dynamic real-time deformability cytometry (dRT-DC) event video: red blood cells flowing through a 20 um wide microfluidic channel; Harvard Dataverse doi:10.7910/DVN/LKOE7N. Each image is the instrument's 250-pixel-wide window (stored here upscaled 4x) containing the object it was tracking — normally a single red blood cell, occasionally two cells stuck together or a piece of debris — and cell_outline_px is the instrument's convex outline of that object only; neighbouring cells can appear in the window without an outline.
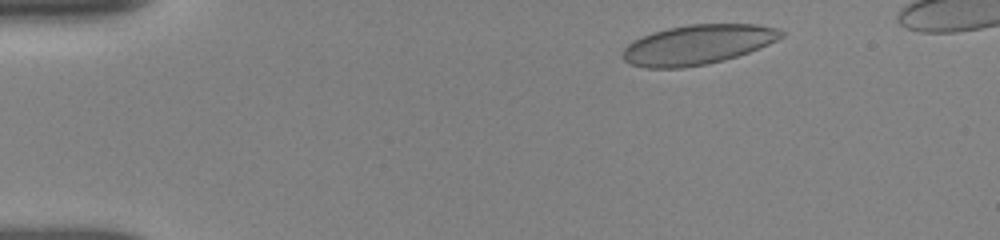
{"species": "human", "species_latin": "Homo sapiens", "temperature_condition": "room temperature", "stored_images_in_passage": 41, "camera_frame_rate_fps": 3000, "um_per_image_px": 0.085, "donor": {"sex": "female"}, "frame": {"image": 1, "passage_image": 3, "time_ms": 1.0, "image_size_px": [1000, 240], "cell_outline_px": [[784, 36], [768, 44], [748, 52], [724, 60], [708, 64], [684, 68], [644, 68], [628, 64], [624, 60], [624, 48], [628, 44], [652, 32], [668, 28], [688, 24], [756, 24], [776, 28], [784, 32]], "centroid_in_image_um": [59.29, 3.8], "position_along_channel_um": 25.7, "area_um2": 36.53}}
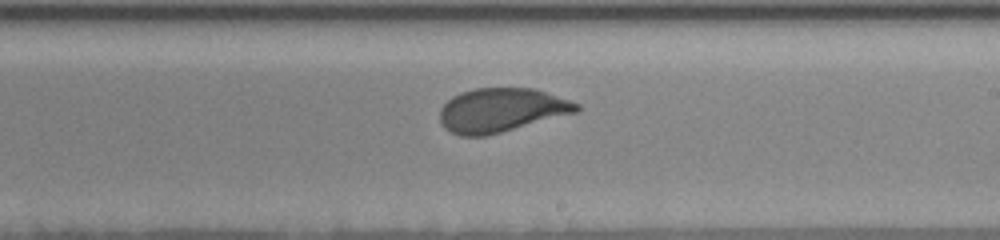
{"frame": {"image": 2, "passage_image": 23, "time_ms": 8.667, "image_size_px": [1000, 240], "cell_outline_px": [[580, 112], [488, 136], [460, 136], [444, 128], [440, 124], [440, 108], [452, 96], [460, 92], [476, 88], [532, 88], [580, 104]], "centroid_in_image_um": [42.61, 9.38], "position_along_channel_um": 246.4, "area_um2": 35.26}}
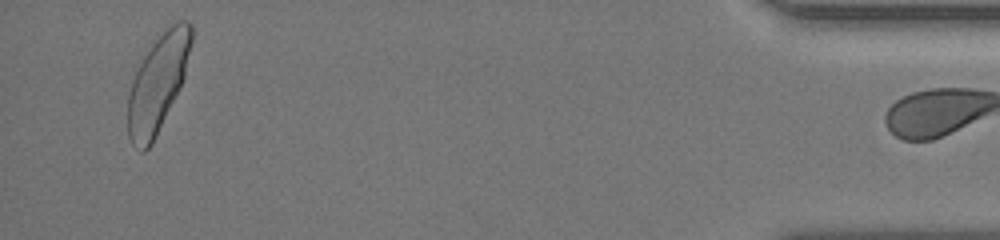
{"frame": {"image": 3, "passage_image": 40, "time_ms": 15.0, "image_size_px": [1000, 240], "cell_outline_px": [[192, 40], [184, 76], [180, 88], [152, 144], [144, 152], [140, 152], [132, 144], [128, 136], [128, 96], [136, 60], [156, 32], [180, 20], [188, 20], [192, 24]], "centroid_in_image_um": [13.37, 6.96], "position_along_channel_um": 421.8, "area_um2": 37.28}, "authors_computed_cell_mechanics": {"area_um2": 35.836, "velocity_mm_per_s": 3.8865, "shape_relaxation_time_tau1_ms": 3.0026, "shape_relaxation_time_tau2_ms": null, "deformation_change_tau1": 0.127, "deformation_change_tau2": null}}